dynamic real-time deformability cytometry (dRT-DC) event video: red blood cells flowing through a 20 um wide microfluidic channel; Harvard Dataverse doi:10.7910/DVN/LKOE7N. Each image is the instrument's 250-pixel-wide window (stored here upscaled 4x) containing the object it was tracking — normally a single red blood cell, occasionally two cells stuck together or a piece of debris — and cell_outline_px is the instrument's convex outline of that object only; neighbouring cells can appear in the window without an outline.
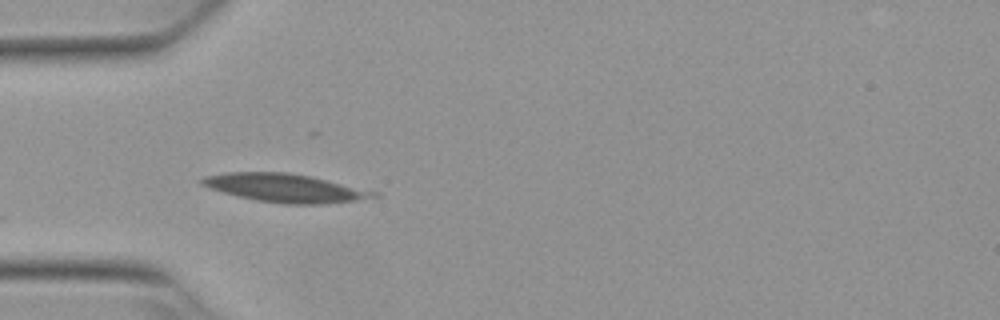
{"species": "Egyptian fruit bat (a non-hibernating species)", "species_latin": "Rousettus aegyptiacus", "temperature_condition": "warm", "stored_images_in_passage": 9, "camera_frame_rate_fps": 3000, "um_per_image_px": 0.085, "animal": {"sex": "female"}, "frame": {"image": 1, "passage_image": 1, "time_ms": 0.0, "image_size_px": [1000, 320], "cell_outline_px": [[380, 196], [352, 200], [320, 204], [284, 204], [256, 200], [208, 188], [200, 184], [200, 180], [204, 176], [224, 172], [288, 172], [312, 176], [380, 192]], "centroid_in_image_um": [24.22, 15.96], "position_along_channel_um": 60.8, "area_um2": 28.32}}
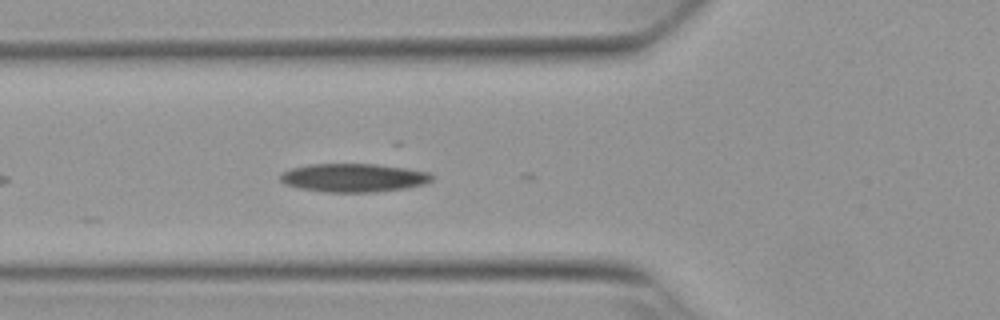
{"frame": {"image": 2, "passage_image": 4, "time_ms": 1.0, "image_size_px": [1000, 320], "cell_outline_px": [[436, 176], [432, 180], [424, 184], [404, 188], [376, 192], [324, 192], [300, 188], [284, 184], [280, 180], [280, 176], [284, 172], [292, 168], [308, 164], [376, 164], [404, 168], [428, 172]], "centroid_in_image_um": [30.06, 15.11], "position_along_channel_um": 95.7, "area_um2": 25.09}}
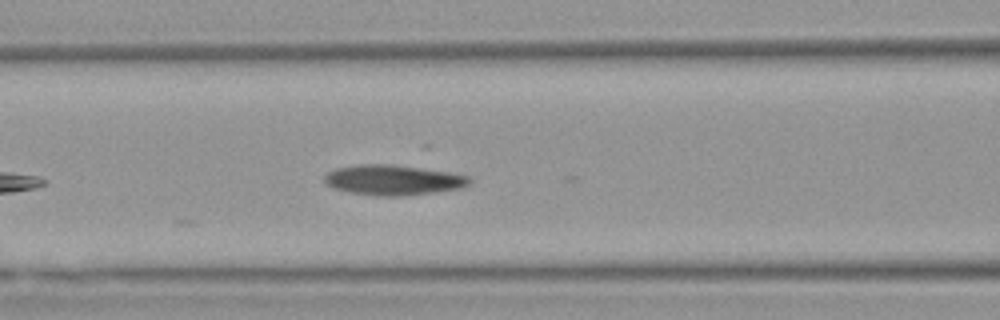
{"frame": {"image": 3, "passage_image": 7, "time_ms": 2.0, "image_size_px": [1000, 320], "cell_outline_px": [[472, 180], [468, 184], [460, 188], [436, 192], [404, 196], [380, 196], [352, 192], [332, 188], [324, 180], [324, 176], [328, 172], [336, 168], [360, 164], [392, 164], [448, 172], [468, 176]], "centroid_in_image_um": [33.41, 15.3], "position_along_channel_um": 133.2, "area_um2": 25.32}}